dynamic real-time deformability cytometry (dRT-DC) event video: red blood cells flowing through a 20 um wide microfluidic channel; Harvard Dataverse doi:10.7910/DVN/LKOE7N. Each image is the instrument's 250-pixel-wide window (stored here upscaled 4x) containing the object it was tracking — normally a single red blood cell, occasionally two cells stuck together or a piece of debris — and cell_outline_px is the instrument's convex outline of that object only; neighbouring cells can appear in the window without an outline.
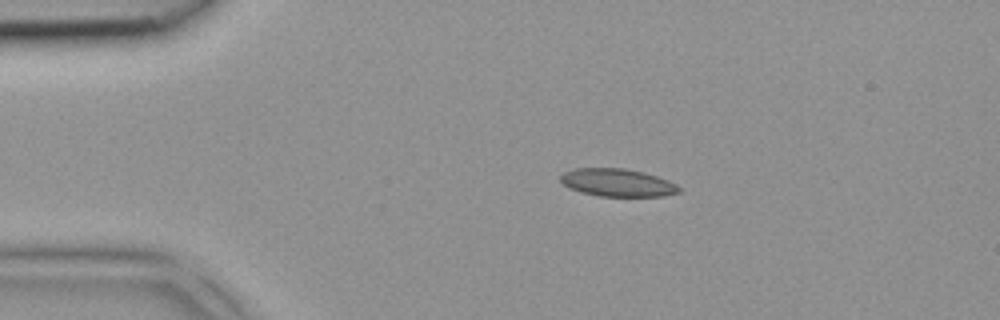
{"species": "common noctule bat (a hibernating species)", "species_latin": "Nyctalus noctula", "temperature_condition": "room temperature", "stored_images_in_passage": 35, "camera_frame_rate_fps": 3000, "um_per_image_px": 0.085, "animal": {"sex": "female", "body_mass_g": 18.4}, "frame": {"image": 1, "passage_image": 1, "time_ms": 0.0, "image_size_px": [1000, 320], "cell_outline_px": [[680, 192], [664, 196], [600, 196], [580, 192], [568, 188], [560, 180], [560, 176], [564, 172], [576, 168], [624, 168], [644, 172], [668, 180], [676, 184], [680, 188]], "centroid_in_image_um": [52.48, 15.52], "position_along_channel_um": 32.5, "area_um2": 19.19}}
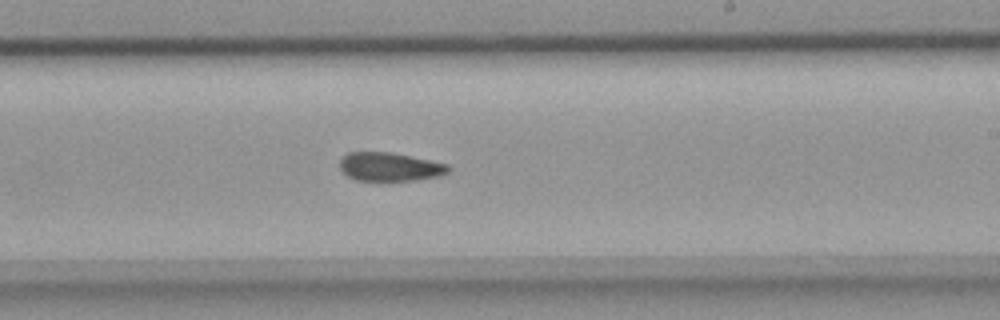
{"frame": {"image": 2, "passage_image": 18, "time_ms": 5.667, "image_size_px": [1000, 320], "cell_outline_px": [[452, 168], [448, 172], [440, 176], [416, 180], [356, 180], [348, 176], [340, 168], [340, 160], [348, 152], [388, 152], [448, 164]], "centroid_in_image_um": [33.15, 14.18], "position_along_channel_um": 255.9, "area_um2": 17.86}}
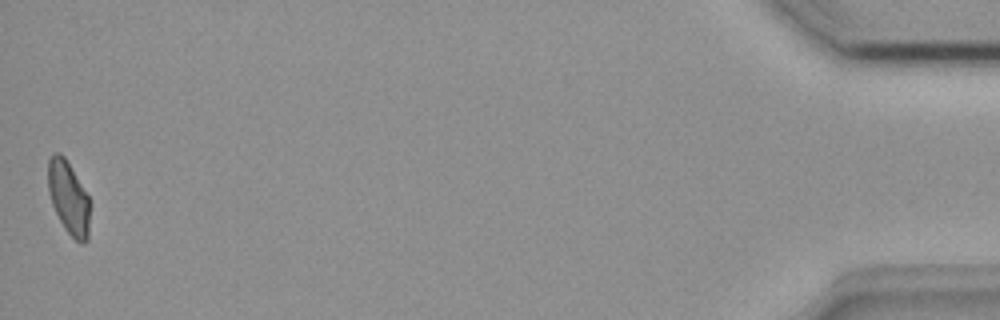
{"frame": {"image": 3, "passage_image": 35, "time_ms": 11.333, "image_size_px": [1000, 320], "cell_outline_px": [[88, 240], [84, 244], [80, 244], [64, 228], [52, 204], [48, 192], [48, 160], [52, 152], [60, 152], [64, 156], [88, 196]], "centroid_in_image_um": [5.8, 16.79], "position_along_channel_um": 429.4, "area_um2": 17.51}}